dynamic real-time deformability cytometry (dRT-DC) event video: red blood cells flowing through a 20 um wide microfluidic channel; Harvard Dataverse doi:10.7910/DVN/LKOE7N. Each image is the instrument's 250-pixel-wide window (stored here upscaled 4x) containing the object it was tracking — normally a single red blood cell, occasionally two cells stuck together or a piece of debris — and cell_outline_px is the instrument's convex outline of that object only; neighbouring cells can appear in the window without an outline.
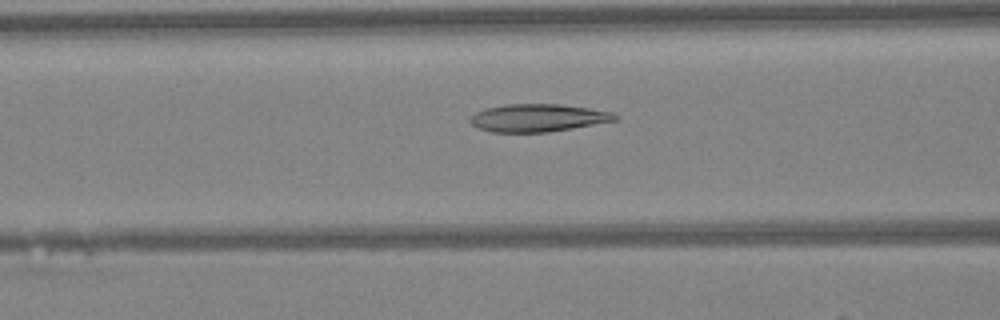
{"species": "Egyptian fruit bat (a non-hibernating species)", "species_latin": "Rousettus aegyptiacus", "temperature_condition": "warm", "stored_images_in_passage": 47, "camera_frame_rate_fps": 3000, "um_per_image_px": 0.085, "animal": {"sex": "female"}, "frame": {"image": 1, "passage_image": 19, "time_ms": 6.0, "image_size_px": [1000, 320], "cell_outline_px": [[620, 120], [548, 132], [492, 132], [480, 128], [472, 124], [468, 120], [476, 112], [484, 108], [504, 104], [560, 104], [588, 108], [612, 112], [620, 116]], "centroid_in_image_um": [45.75, 10.01], "position_along_channel_um": 120.8, "area_um2": 23.47}}
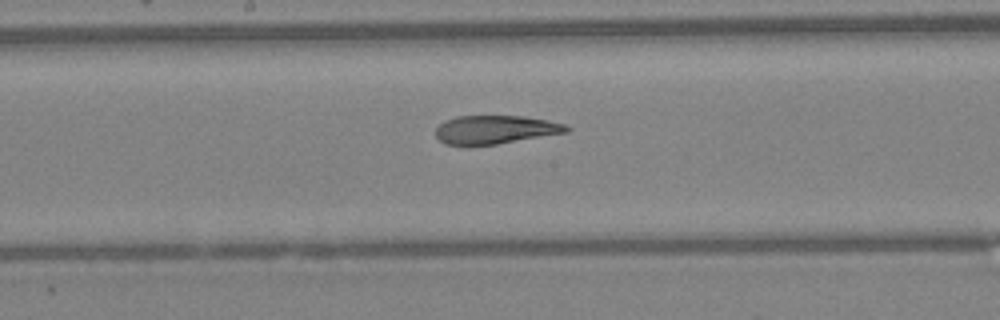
{"frame": {"image": 2, "passage_image": 25, "time_ms": 8.0, "image_size_px": [1000, 320], "cell_outline_px": [[572, 128], [568, 132], [496, 144], [444, 144], [436, 136], [436, 128], [444, 120], [456, 116], [524, 116], [548, 120], [568, 124]], "centroid_in_image_um": [42.15, 11.0], "position_along_channel_um": 206.1, "area_um2": 21.62}}
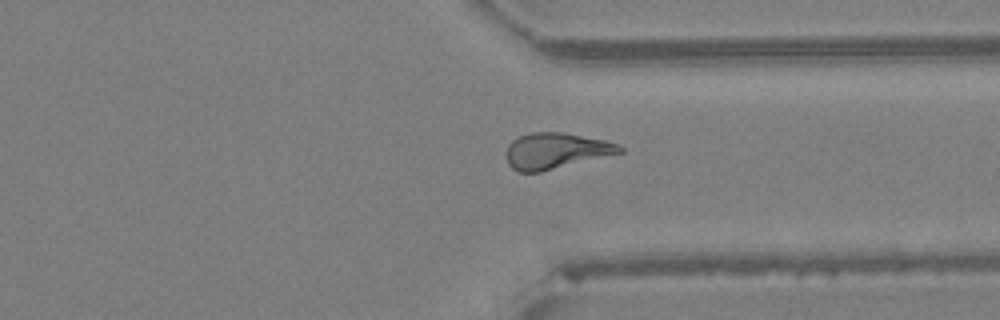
{"frame": {"image": 3, "passage_image": 36, "time_ms": 11.667, "image_size_px": [1000, 320], "cell_outline_px": [[624, 152], [540, 172], [516, 172], [508, 164], [508, 144], [512, 140], [520, 136], [532, 132], [560, 132], [604, 140], [616, 144], [624, 148]], "centroid_in_image_um": [47.24, 12.83], "position_along_channel_um": 364.2, "area_um2": 23.47}, "authors_computed_cell_mechanics": {"area_um2": 23.6402, "velocity_mm_per_s": 4.2988, "shape_relaxation_time_tau1_ms": null, "shape_relaxation_time_tau2_ms": 2.8518, "deformation_change_tau1": null, "deformation_change_tau2": 0.1088}}